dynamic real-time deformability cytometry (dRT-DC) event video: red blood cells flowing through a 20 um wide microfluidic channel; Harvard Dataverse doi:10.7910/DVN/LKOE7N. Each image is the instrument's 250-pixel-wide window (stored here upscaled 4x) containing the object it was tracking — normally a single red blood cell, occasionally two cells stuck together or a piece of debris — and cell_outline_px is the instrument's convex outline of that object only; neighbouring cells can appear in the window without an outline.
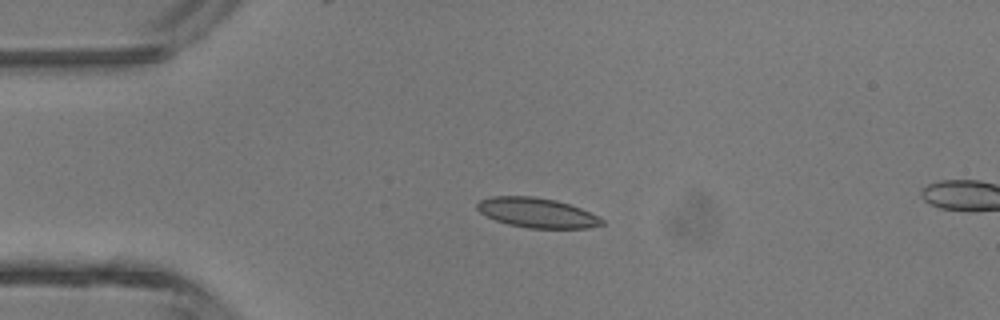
{"species": "common noctule bat (a hibernating species)", "species_latin": "Nyctalus noctula", "temperature_condition": "room temperature", "stored_images_in_passage": 5, "camera_frame_rate_fps": 3000, "um_per_image_px": 0.085, "animal": {"sex": "male", "body_mass_g": 13.3}, "frame": {"image": 1, "passage_image": 4, "time_ms": 3.333, "image_size_px": [1000, 320], "cell_outline_px": [[604, 224], [588, 228], [528, 228], [508, 224], [496, 220], [480, 212], [476, 208], [476, 204], [480, 200], [492, 196], [532, 196], [556, 200], [580, 208], [604, 220]], "centroid_in_image_um": [45.62, 18.08], "position_along_channel_um": 39.4, "area_um2": 21.44}}